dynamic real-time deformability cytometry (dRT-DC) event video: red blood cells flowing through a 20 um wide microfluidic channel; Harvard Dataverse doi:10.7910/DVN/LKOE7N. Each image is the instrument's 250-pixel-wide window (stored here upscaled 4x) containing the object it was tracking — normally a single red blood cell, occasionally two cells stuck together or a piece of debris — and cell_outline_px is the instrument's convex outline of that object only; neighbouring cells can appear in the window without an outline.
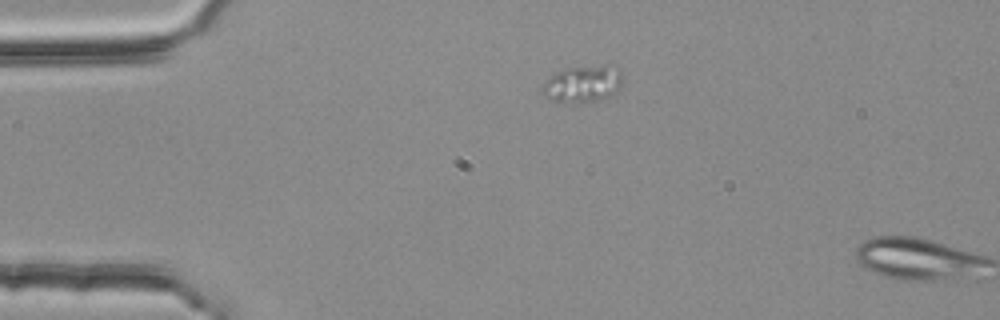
{"species": "common noctule bat (a hibernating species)", "species_latin": "Nyctalus noctula", "temperature_condition": "room temperature", "stored_images_in_passage": 4, "segment_of_instrument_passage": [2, 2], "camera_frame_rate_fps": 3000, "um_per_image_px": 0.085, "animal": {"sex": "female", "body_mass_g": 25.1}, "frame": {"image": 1, "passage_image": 4, "time_ms": 1.0, "image_size_px": [1000, 320], "cell_outline_px": [[624, 80], [620, 88], [612, 96], [600, 100], [560, 104], [556, 104], [544, 96], [540, 92], [540, 88], [544, 80], [556, 72], [568, 68], [604, 64], [608, 64], [620, 72], [624, 76]], "centroid_in_image_um": [49.5, 7.16], "position_along_channel_um": 35.5, "area_um2": 17.98}}